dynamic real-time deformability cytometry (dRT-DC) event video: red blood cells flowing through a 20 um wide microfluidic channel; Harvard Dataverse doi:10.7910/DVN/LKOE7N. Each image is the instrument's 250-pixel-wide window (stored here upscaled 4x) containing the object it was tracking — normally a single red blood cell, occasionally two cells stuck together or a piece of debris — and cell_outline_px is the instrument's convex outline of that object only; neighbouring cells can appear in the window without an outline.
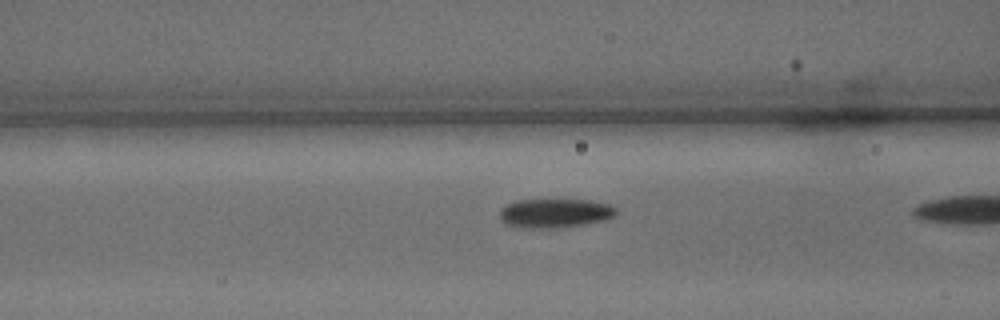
{"species": "common noctule bat (a hibernating species)", "species_latin": "Nyctalus noctula", "temperature_condition": "warm", "stored_images_in_passage": 17, "camera_frame_rate_fps": 3000, "um_per_image_px": 0.085, "animal": {"sex": "male", "body_mass_g": 15.6}, "frame": {"image": 1, "passage_image": 12, "time_ms": 3.667, "image_size_px": [1000, 320], "cell_outline_px": [[616, 216], [604, 220], [584, 224], [556, 228], [520, 228], [508, 224], [500, 216], [500, 208], [512, 200], [588, 200], [608, 204], [616, 208]], "centroid_in_image_um": [47.15, 18.11], "position_along_channel_um": 119.4, "area_um2": 19.71}}
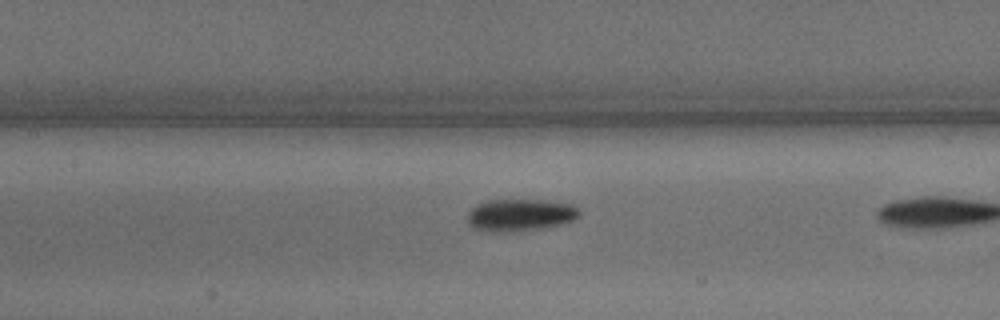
{"frame": {"image": 2, "passage_image": 15, "time_ms": 4.667, "image_size_px": [1000, 320], "cell_outline_px": [[580, 216], [564, 224], [520, 232], [492, 232], [472, 228], [468, 224], [468, 212], [476, 204], [488, 200], [544, 200], [572, 204], [580, 212]], "centroid_in_image_um": [44.2, 18.29], "position_along_channel_um": 163.2, "area_um2": 21.27}}